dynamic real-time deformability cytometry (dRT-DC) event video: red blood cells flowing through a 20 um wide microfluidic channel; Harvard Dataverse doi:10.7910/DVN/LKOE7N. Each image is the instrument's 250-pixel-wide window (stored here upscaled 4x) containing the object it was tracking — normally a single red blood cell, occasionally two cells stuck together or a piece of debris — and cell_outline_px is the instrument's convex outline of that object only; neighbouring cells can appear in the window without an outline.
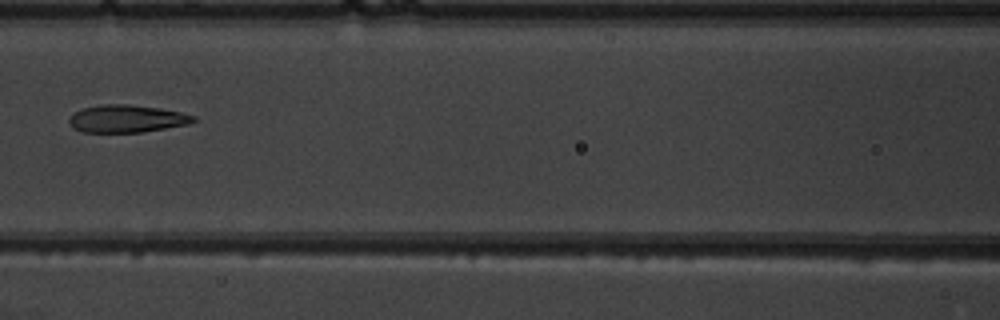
{"species": "common noctule bat (a hibernating species)", "species_latin": "Nyctalus noctula", "temperature_condition": "warm", "stored_images_in_passage": 7, "camera_frame_rate_fps": 3000, "um_per_image_px": 0.085, "animal": {"sex": "male", "body_mass_g": 19.5, "forearm_length_mm": 54.6}, "frame": {"image": 1, "passage_image": 6, "time_ms": 6.667, "image_size_px": [1000, 320], "cell_outline_px": [[196, 120], [188, 124], [140, 132], [80, 132], [72, 128], [68, 120], [72, 112], [80, 108], [100, 104], [128, 104], [160, 108], [180, 112], [196, 116]], "centroid_in_image_um": [10.7, 10.08], "position_along_channel_um": 155.9, "area_um2": 20.11}}
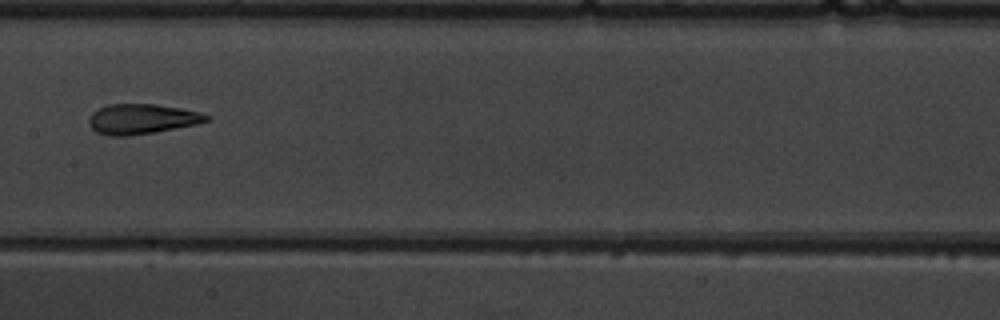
{"frame": {"image": 2, "passage_image": 7, "time_ms": 7.667, "image_size_px": [1000, 320], "cell_outline_px": [[212, 116], [208, 120], [196, 124], [152, 132], [128, 136], [108, 136], [96, 132], [88, 124], [88, 120], [92, 112], [108, 104], [156, 104], [180, 108], [200, 112]], "centroid_in_image_um": [12.03, 10.11], "position_along_channel_um": 195.4, "area_um2": 20.52}}